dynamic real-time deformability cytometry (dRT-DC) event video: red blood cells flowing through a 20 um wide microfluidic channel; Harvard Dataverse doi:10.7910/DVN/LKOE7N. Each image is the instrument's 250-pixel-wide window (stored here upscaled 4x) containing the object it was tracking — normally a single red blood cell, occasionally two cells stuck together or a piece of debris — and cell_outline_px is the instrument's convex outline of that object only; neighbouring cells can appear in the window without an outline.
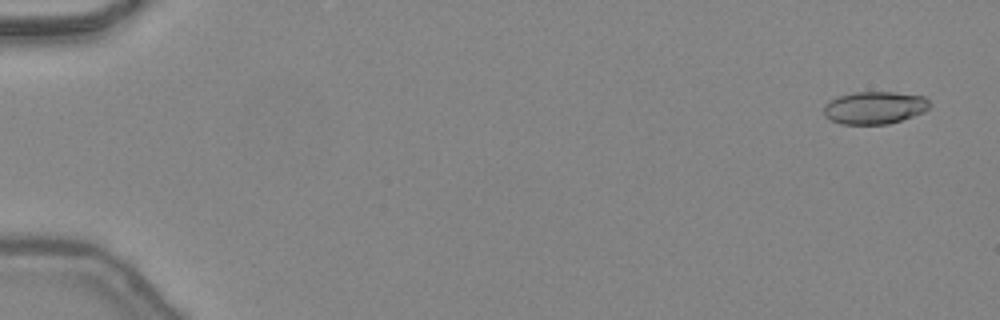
{"species": "common noctule bat (a hibernating species)", "species_latin": "Nyctalus noctula", "temperature_condition": "warm", "stored_images_in_passage": 22, "camera_frame_rate_fps": 3000, "um_per_image_px": 0.085, "animal": {"sex": "female", "body_mass_g": 24.6, "forearm_length_mm": 56.2}, "frame": {"image": 1, "passage_image": 3, "time_ms": 0.667, "image_size_px": [1000, 320], "cell_outline_px": [[928, 108], [924, 112], [888, 124], [840, 124], [824, 116], [824, 104], [828, 100], [836, 96], [852, 92], [896, 92], [924, 96], [928, 100]], "centroid_in_image_um": [74.29, 9.14], "position_along_channel_um": 10.7, "area_um2": 20.17}}
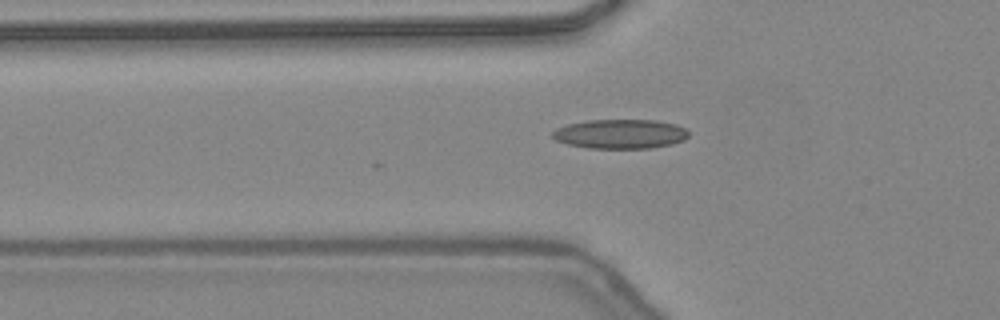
{"frame": {"image": 2, "passage_image": 18, "time_ms": 5.667, "image_size_px": [1000, 320], "cell_outline_px": [[688, 136], [684, 140], [672, 144], [648, 148], [588, 148], [568, 144], [556, 140], [552, 136], [552, 132], [556, 128], [568, 124], [588, 120], [656, 120], [676, 124], [684, 128], [688, 132]], "centroid_in_image_um": [52.72, 11.38], "position_along_channel_um": 73.1, "area_um2": 23.24}}
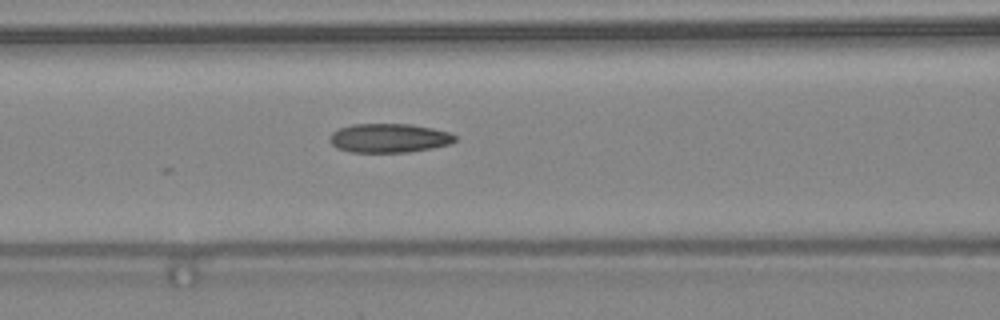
{"frame": {"image": 3, "passage_image": 22, "time_ms": 7.0, "image_size_px": [1000, 320], "cell_outline_px": [[456, 140], [452, 144], [432, 148], [408, 152], [352, 152], [336, 148], [328, 140], [328, 136], [332, 132], [340, 128], [352, 124], [412, 124], [432, 128], [448, 132], [456, 136]], "centroid_in_image_um": [33.06, 11.73], "position_along_channel_um": 133.5, "area_um2": 21.33}}